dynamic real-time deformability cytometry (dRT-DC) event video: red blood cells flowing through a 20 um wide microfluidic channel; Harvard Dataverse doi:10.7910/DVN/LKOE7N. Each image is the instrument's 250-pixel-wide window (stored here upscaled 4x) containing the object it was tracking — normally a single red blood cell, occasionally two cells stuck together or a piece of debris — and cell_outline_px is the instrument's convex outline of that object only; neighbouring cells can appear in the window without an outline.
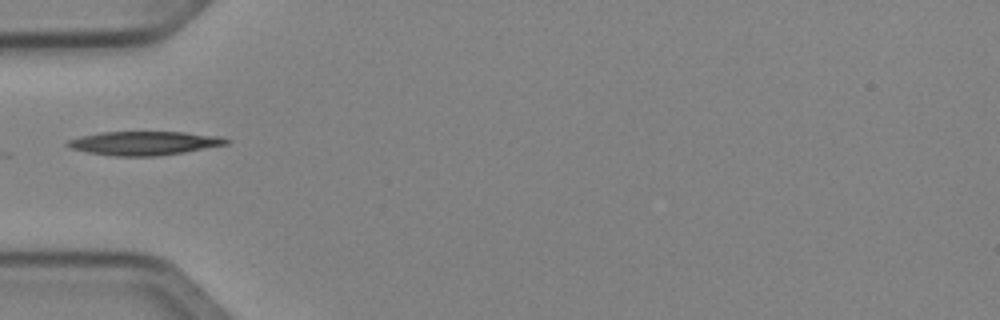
{"species": "Egyptian fruit bat (a non-hibernating species)", "species_latin": "Rousettus aegyptiacus", "temperature_condition": "cold", "stored_images_in_passage": 31, "camera_frame_rate_fps": 3000, "um_per_image_px": 0.085, "animal": {"sex": "female"}, "frame": {"image": 1, "passage_image": 1, "time_ms": 0.0, "image_size_px": [1000, 320], "cell_outline_px": [[232, 140], [228, 144], [184, 152], [156, 156], [112, 156], [88, 152], [68, 148], [64, 144], [68, 140], [80, 136], [100, 132], [184, 132], [220, 136]], "centroid_in_image_um": [12.24, 12.17], "position_along_channel_um": 72.8, "area_um2": 22.14}}
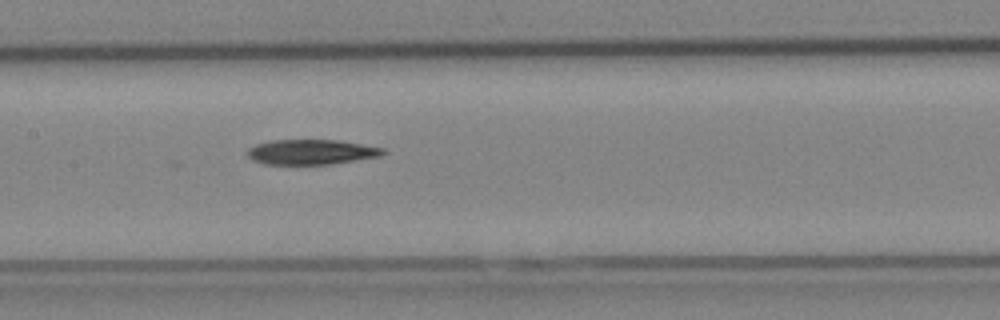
{"frame": {"image": 2, "passage_image": 9, "time_ms": 2.667, "image_size_px": [1000, 320], "cell_outline_px": [[388, 152], [380, 156], [328, 164], [264, 164], [252, 160], [248, 156], [248, 148], [256, 144], [272, 140], [336, 140], [384, 148]], "centroid_in_image_um": [26.44, 12.92], "position_along_channel_um": 181.0, "area_um2": 19.59}}
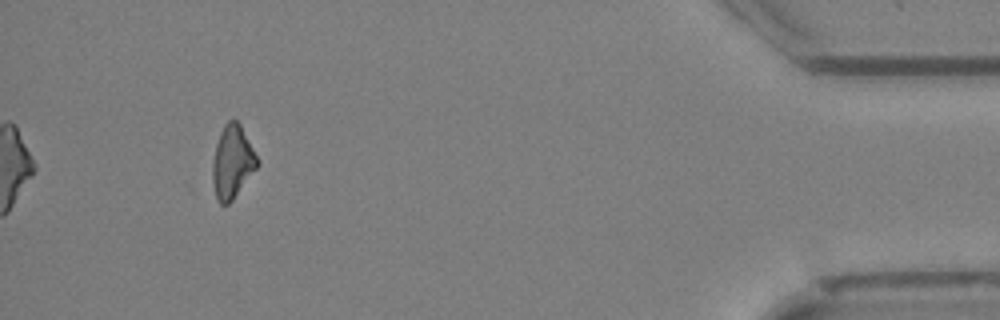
{"frame": {"image": 3, "passage_image": 31, "time_ms": 10.0, "image_size_px": [1000, 320], "cell_outline_px": [[260, 164], [232, 200], [228, 204], [220, 204], [216, 196], [212, 180], [212, 164], [216, 144], [220, 132], [224, 124], [232, 116], [240, 124], [260, 160]], "centroid_in_image_um": [19.76, 13.73], "position_along_channel_um": 415.4, "area_um2": 19.13}}